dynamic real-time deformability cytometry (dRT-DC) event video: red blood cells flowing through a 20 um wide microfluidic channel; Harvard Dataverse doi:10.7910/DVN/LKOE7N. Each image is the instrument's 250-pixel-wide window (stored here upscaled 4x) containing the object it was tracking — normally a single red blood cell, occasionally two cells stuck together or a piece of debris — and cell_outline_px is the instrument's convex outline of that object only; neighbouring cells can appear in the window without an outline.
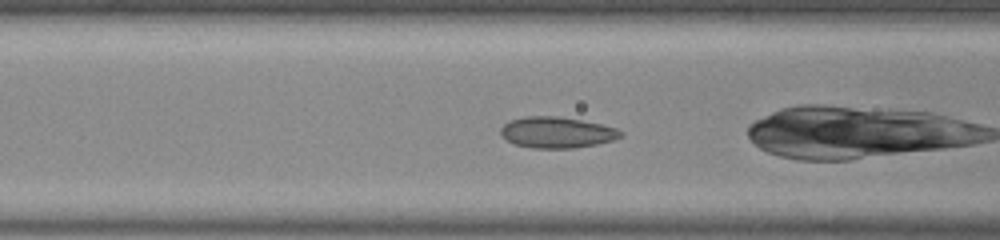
{"species": "common noctule bat (a hibernating species)", "species_latin": "Nyctalus noctula", "temperature_condition": "room temperature", "stored_images_in_passage": 44, "camera_frame_rate_fps": 3000, "um_per_image_px": 0.085, "animal": {"sex": "male", "body_mass_g": 20.0, "forearm_length_mm": 53.3}, "frame": {"image": 1, "passage_image": 13, "time_ms": 4.0, "image_size_px": [1000, 240], "cell_outline_px": [[624, 136], [612, 140], [596, 144], [572, 148], [532, 148], [516, 144], [508, 140], [500, 132], [500, 128], [508, 120], [524, 116], [556, 116], [580, 120], [600, 124], [616, 128], [624, 132]], "centroid_in_image_um": [47.33, 11.25], "position_along_channel_um": 119.3, "area_um2": 21.62}}
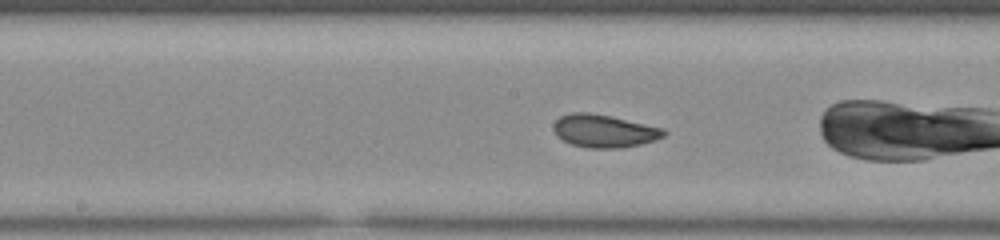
{"frame": {"image": 2, "passage_image": 19, "time_ms": 6.0, "image_size_px": [1000, 240], "cell_outline_px": [[668, 132], [664, 136], [656, 140], [640, 144], [620, 148], [588, 148], [572, 144], [556, 136], [552, 128], [552, 124], [560, 116], [572, 112], [588, 112], [608, 116], [664, 128]], "centroid_in_image_um": [51.33, 11.13], "position_along_channel_um": 196.9, "area_um2": 21.1}, "authors_computed_cell_mechanics": {"area_um2": 21.1548, "velocity_mm_per_s": 3.8813, "shape_relaxation_time_tau1_ms": 8.0773, "shape_relaxation_time_tau2_ms": 1.0646, "deformation_change_tau1": 0.1421, "deformation_change_tau2": 0.06}}